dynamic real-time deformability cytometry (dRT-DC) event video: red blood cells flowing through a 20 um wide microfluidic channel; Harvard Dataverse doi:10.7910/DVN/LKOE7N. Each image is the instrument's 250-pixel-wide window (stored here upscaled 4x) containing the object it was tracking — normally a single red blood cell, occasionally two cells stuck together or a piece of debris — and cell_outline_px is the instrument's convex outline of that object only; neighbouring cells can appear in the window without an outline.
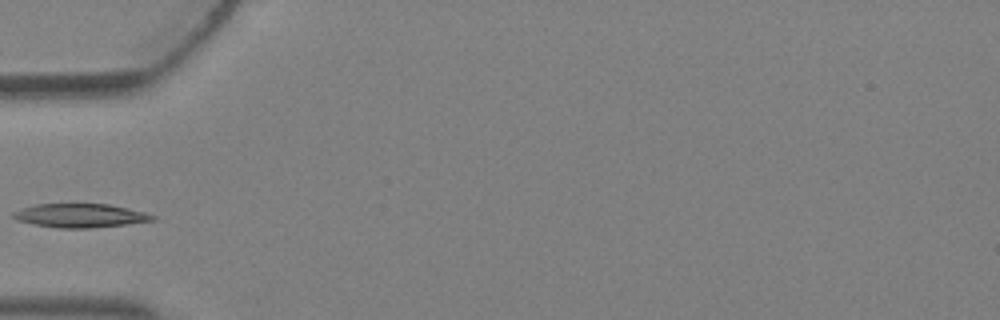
{"species": "Egyptian fruit bat (a non-hibernating species)", "species_latin": "Rousettus aegyptiacus", "temperature_condition": "warm", "stored_images_in_passage": 2, "camera_frame_rate_fps": 3000, "um_per_image_px": 0.085, "animal": {"sex": "female"}, "frame": {"image": 1, "passage_image": 2, "time_ms": 0.333, "image_size_px": [1000, 320], "cell_outline_px": [[156, 220], [124, 224], [88, 228], [56, 228], [32, 224], [16, 220], [12, 216], [12, 212], [20, 208], [36, 204], [108, 204], [144, 212], [156, 216]], "centroid_in_image_um": [6.76, 18.32], "position_along_channel_um": 78.2, "area_um2": 19.25}}